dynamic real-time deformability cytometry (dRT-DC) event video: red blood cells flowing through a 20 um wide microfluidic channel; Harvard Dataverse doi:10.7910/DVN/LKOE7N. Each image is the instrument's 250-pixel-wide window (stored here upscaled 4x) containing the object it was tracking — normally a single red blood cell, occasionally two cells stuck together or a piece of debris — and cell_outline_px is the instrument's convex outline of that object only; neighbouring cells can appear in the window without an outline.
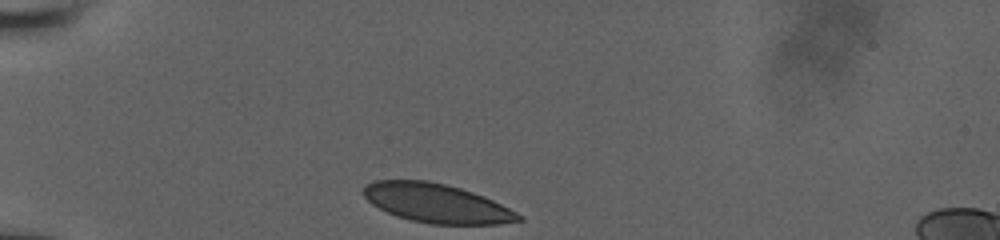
{"species": "human", "species_latin": "Homo sapiens", "temperature_condition": "room temperature", "stored_images_in_passage": 22, "camera_frame_rate_fps": 3000, "um_per_image_px": 0.085, "donor": {"sex": "male"}, "frame": {"image": 1, "passage_image": 1, "time_ms": 0.0, "image_size_px": [1000, 240], "cell_outline_px": [[524, 220], [500, 224], [432, 224], [412, 220], [396, 216], [372, 204], [364, 196], [364, 184], [372, 180], [428, 180], [460, 188], [484, 196], [524, 216]], "centroid_in_image_um": [37.11, 17.27], "position_along_channel_um": 47.9, "area_um2": 35.08}}
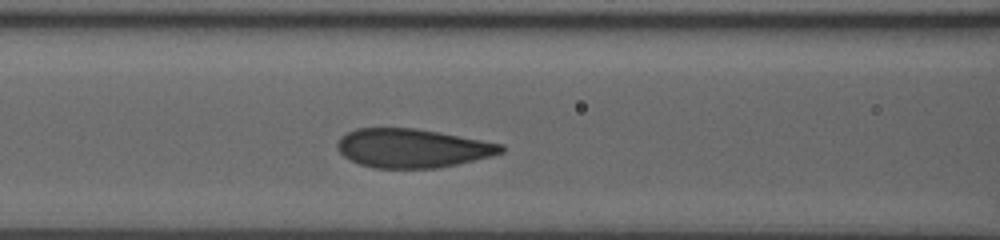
{"frame": {"image": 2, "passage_image": 15, "time_ms": 3.0, "image_size_px": [1000, 240], "cell_outline_px": [[504, 152], [492, 156], [440, 168], [372, 168], [360, 164], [344, 156], [336, 148], [336, 144], [340, 136], [356, 128], [416, 128], [440, 132], [504, 144]], "centroid_in_image_um": [35.06, 12.59], "position_along_channel_um": 131.5, "area_um2": 37.28}}
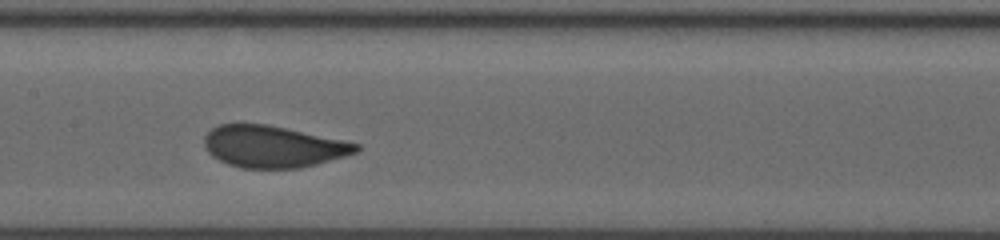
{"frame": {"image": 3, "passage_image": 21, "time_ms": 4.333, "image_size_px": [1000, 240], "cell_outline_px": [[360, 148], [356, 152], [344, 156], [316, 164], [300, 168], [240, 168], [228, 164], [212, 156], [204, 148], [204, 136], [212, 128], [220, 124], [268, 124], [344, 140], [360, 144]], "centroid_in_image_um": [23.19, 12.46], "position_along_channel_um": 184.2, "area_um2": 36.93}}